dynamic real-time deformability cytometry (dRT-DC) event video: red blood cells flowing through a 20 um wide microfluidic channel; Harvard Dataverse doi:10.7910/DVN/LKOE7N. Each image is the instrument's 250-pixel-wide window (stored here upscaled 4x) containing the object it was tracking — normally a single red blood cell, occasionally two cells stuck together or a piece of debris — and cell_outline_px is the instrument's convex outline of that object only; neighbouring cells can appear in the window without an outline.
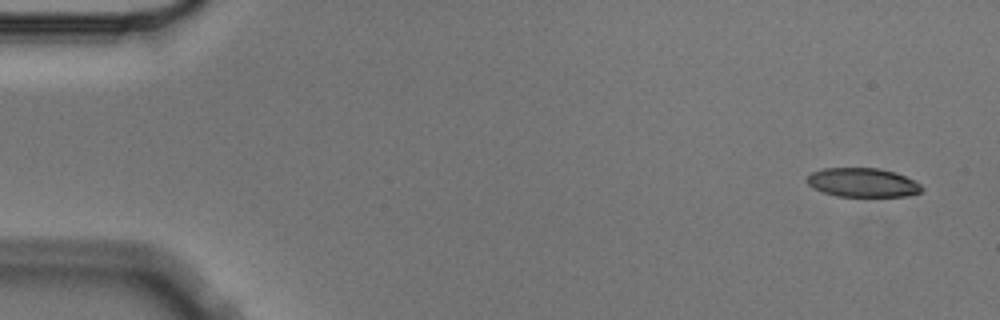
{"species": "Egyptian fruit bat (a non-hibernating species)", "species_latin": "Rousettus aegyptiacus", "temperature_condition": "cold", "stored_images_in_passage": 7, "camera_frame_rate_fps": 3000, "um_per_image_px": 0.085, "animal": {"sex": "male"}, "frame": {"image": 1, "passage_image": 1, "time_ms": 0.0, "image_size_px": [1000, 320], "cell_outline_px": [[924, 188], [920, 192], [908, 196], [836, 196], [812, 188], [804, 180], [812, 172], [824, 168], [880, 168], [896, 172], [920, 184]], "centroid_in_image_um": [73.3, 15.51], "position_along_channel_um": 11.7, "area_um2": 19.42}}
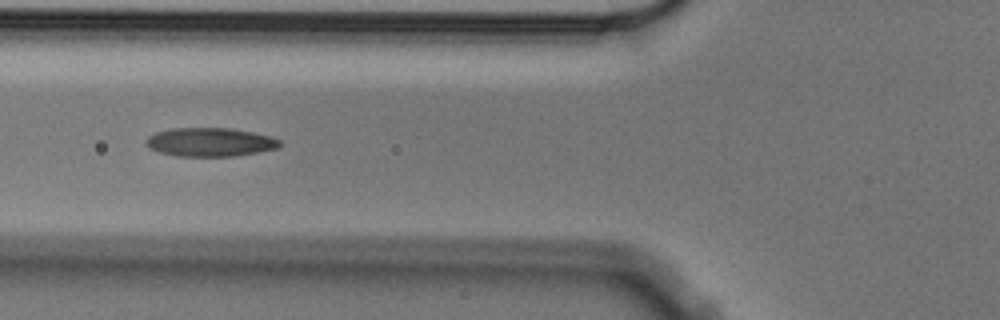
{"frame": {"image": 2, "passage_image": 6, "time_ms": 1.667, "image_size_px": [1000, 320], "cell_outline_px": [[280, 144], [276, 148], [256, 152], [232, 156], [176, 156], [160, 152], [148, 148], [144, 144], [144, 140], [148, 136], [156, 132], [172, 128], [232, 128], [252, 132], [268, 136], [280, 140]], "centroid_in_image_um": [17.77, 12.07], "position_along_channel_um": 108.0, "area_um2": 22.25}}
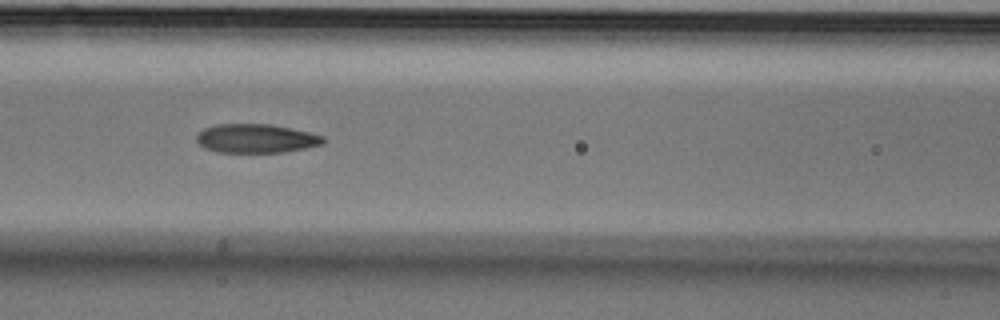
{"frame": {"image": 3, "passage_image": 7, "time_ms": 2.0, "image_size_px": [1000, 320], "cell_outline_px": [[324, 144], [284, 152], [216, 152], [204, 148], [196, 140], [196, 136], [204, 128], [216, 124], [268, 124], [308, 132], [324, 136]], "centroid_in_image_um": [21.74, 11.77], "position_along_channel_um": 144.9, "area_um2": 21.15}}